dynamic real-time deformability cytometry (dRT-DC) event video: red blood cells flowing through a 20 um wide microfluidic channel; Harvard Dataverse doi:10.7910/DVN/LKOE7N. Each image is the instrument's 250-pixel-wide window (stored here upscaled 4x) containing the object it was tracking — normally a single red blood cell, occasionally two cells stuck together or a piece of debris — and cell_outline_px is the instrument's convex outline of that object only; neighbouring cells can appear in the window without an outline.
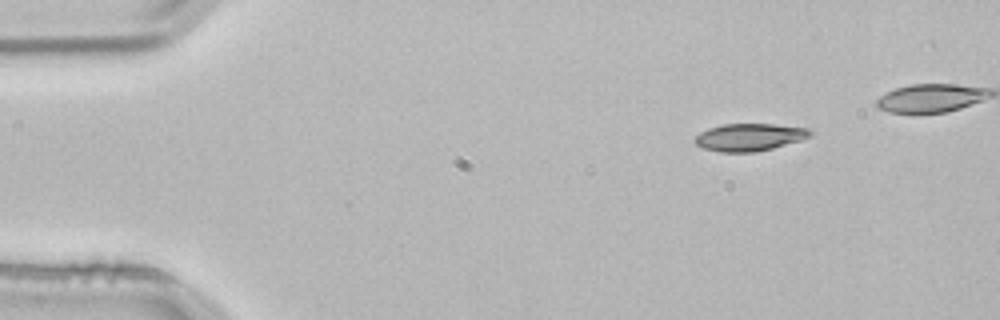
{"species": "common noctule bat (a hibernating species)", "species_latin": "Nyctalus noctula", "temperature_condition": "room temperature", "stored_images_in_passage": 3, "camera_frame_rate_fps": 3000, "um_per_image_px": 0.085, "animal": {"sex": "male", "body_mass_g": 21.5, "forearm_length_mm": 52.0}, "frame": {"image": 1, "passage_image": 1, "time_ms": 0.0, "image_size_px": [1000, 320], "cell_outline_px": [[816, 132], [800, 140], [772, 148], [756, 152], [720, 152], [704, 148], [696, 144], [692, 140], [700, 132], [708, 128], [724, 124], [772, 124], [808, 128]], "centroid_in_image_um": [63.68, 11.66], "position_along_channel_um": 21.3, "area_um2": 18.38}}